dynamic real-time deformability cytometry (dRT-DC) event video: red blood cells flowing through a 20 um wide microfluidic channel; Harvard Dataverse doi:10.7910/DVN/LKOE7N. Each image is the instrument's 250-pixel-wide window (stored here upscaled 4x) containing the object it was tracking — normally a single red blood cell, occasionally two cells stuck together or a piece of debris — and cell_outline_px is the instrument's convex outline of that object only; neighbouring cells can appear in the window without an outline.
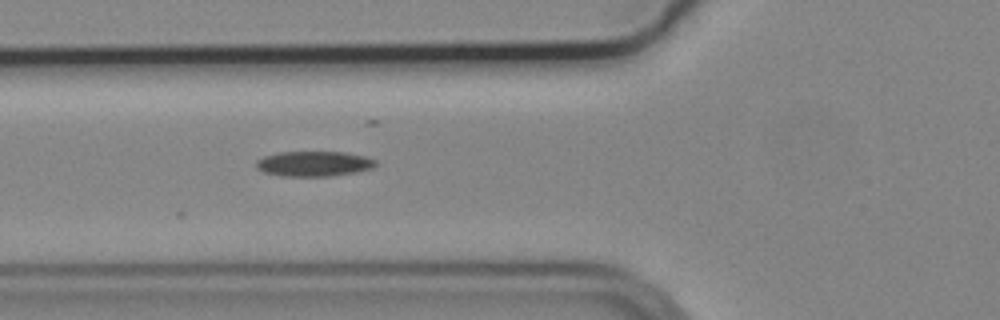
{"species": "common noctule bat (a hibernating species)", "species_latin": "Nyctalus noctula", "temperature_condition": "cold", "stored_images_in_passage": 25, "camera_frame_rate_fps": 3000, "um_per_image_px": 0.085, "animal": {"sex": "male", "body_mass_g": 19.2, "forearm_length_mm": 51.8}, "frame": {"image": 1, "passage_image": 2, "time_ms": 0.333, "image_size_px": [1000, 320], "cell_outline_px": [[376, 164], [372, 168], [356, 172], [332, 176], [284, 176], [264, 172], [256, 168], [256, 160], [264, 156], [280, 152], [344, 152], [364, 156], [376, 160]], "centroid_in_image_um": [26.67, 13.92], "position_along_channel_um": 99.1, "area_um2": 17.46}}